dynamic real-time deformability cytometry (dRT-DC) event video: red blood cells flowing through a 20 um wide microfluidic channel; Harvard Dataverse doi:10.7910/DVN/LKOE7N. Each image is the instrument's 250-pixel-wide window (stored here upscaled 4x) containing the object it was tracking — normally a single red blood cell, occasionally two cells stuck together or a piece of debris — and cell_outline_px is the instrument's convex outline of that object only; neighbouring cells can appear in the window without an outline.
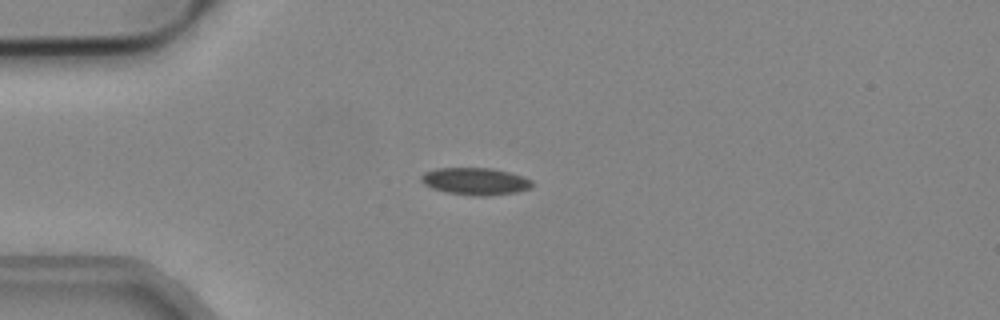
{"species": "common noctule bat (a hibernating species)", "species_latin": "Nyctalus noctula", "temperature_condition": "cold", "stored_images_in_passage": 39, "camera_frame_rate_fps": 3000, "um_per_image_px": 0.085, "animal": {"sex": "male", "body_mass_g": 19.2, "forearm_length_mm": 51.8}, "frame": {"image": 1, "passage_image": 6, "time_ms": 1.667, "image_size_px": [1000, 320], "cell_outline_px": [[532, 188], [516, 192], [488, 196], [472, 196], [444, 192], [432, 188], [424, 184], [420, 180], [420, 176], [424, 172], [436, 168], [492, 168], [524, 176], [532, 180]], "centroid_in_image_um": [40.39, 15.41], "position_along_channel_um": 44.6, "area_um2": 17.8}}
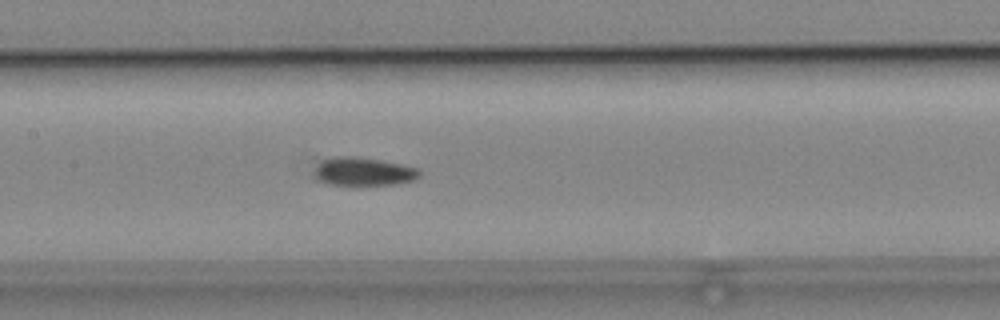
{"frame": {"image": 2, "passage_image": 18, "time_ms": 5.667, "image_size_px": [1000, 320], "cell_outline_px": [[420, 176], [416, 180], [392, 184], [352, 188], [328, 184], [320, 180], [316, 176], [316, 168], [324, 160], [332, 156], [356, 156], [380, 160], [420, 168]], "centroid_in_image_um": [30.93, 14.63], "position_along_channel_um": 176.5, "area_um2": 17.92}}
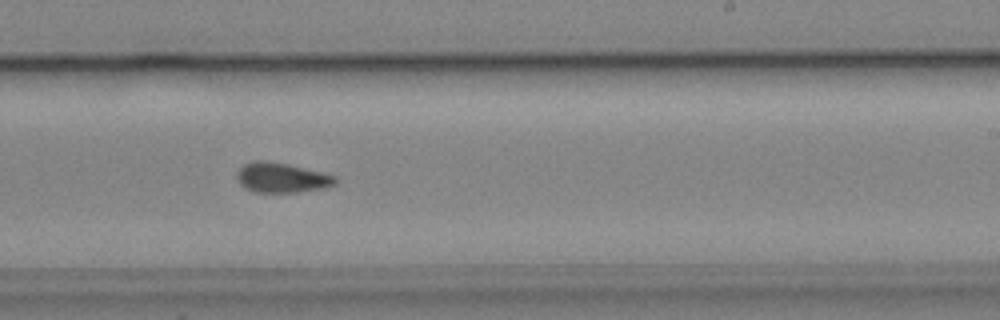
{"frame": {"image": 3, "passage_image": 25, "time_ms": 8.0, "image_size_px": [1000, 320], "cell_outline_px": [[336, 184], [324, 188], [296, 192], [256, 192], [240, 184], [236, 176], [236, 172], [244, 164], [256, 160], [264, 160], [288, 164], [336, 176]], "centroid_in_image_um": [23.93, 15.09], "position_along_channel_um": 265.1, "area_um2": 16.94}, "authors_computed_cell_mechanics": {"area_um2": 17.1666, "velocity_mm_per_s": 3.8233, "shape_relaxation_time_tau1_ms": null, "shape_relaxation_time_tau2_ms": 3.9388, "deformation_change_tau1": null, "deformation_change_tau2": 0.0833}}